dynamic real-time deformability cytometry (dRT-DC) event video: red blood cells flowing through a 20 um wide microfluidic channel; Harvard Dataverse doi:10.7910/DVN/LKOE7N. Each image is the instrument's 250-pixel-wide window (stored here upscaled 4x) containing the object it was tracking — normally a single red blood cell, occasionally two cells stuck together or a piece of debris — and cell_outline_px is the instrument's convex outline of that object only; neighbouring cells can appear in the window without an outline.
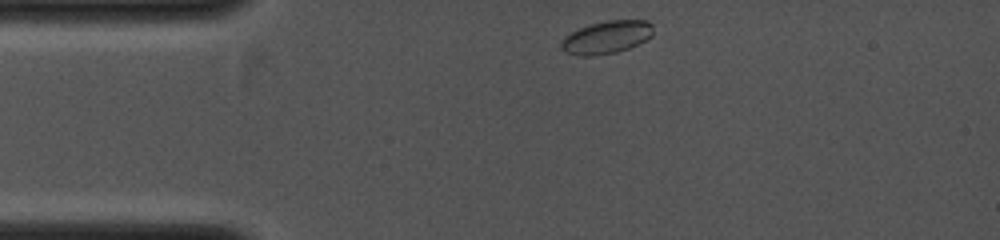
{"species": "common noctule bat (a hibernating species)", "species_latin": "Nyctalus noctula", "temperature_condition": "cold", "stored_images_in_passage": 12, "camera_frame_rate_fps": 4000, "um_per_image_px": 0.085, "animal": {"sex": "female", "body_mass_g": 19.0, "forearm_length_mm": 53.3}, "frame": {"image": 1, "passage_image": 1, "time_ms": 0.0, "image_size_px": [1000, 240], "cell_outline_px": [[652, 36], [628, 48], [616, 52], [596, 56], [576, 56], [564, 52], [560, 48], [560, 40], [564, 36], [580, 28], [592, 24], [608, 20], [648, 20], [652, 24]], "centroid_in_image_um": [51.51, 3.18], "position_along_channel_um": 33.5, "area_um2": 17.63}}
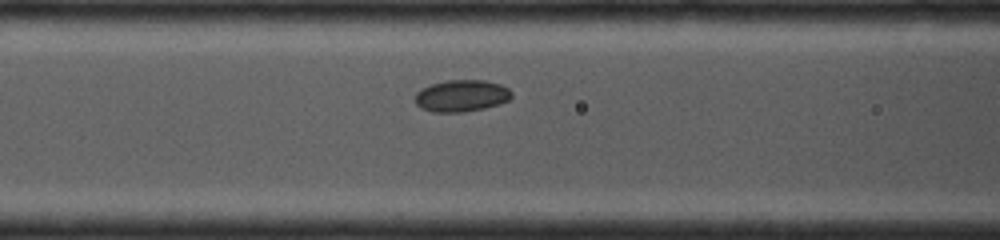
{"frame": {"image": 2, "passage_image": 9, "time_ms": 2.5, "image_size_px": [1000, 240], "cell_outline_px": [[512, 96], [508, 100], [484, 108], [464, 112], [432, 112], [420, 108], [416, 104], [416, 92], [420, 88], [432, 84], [448, 80], [484, 80], [500, 84], [508, 88], [512, 92]], "centroid_in_image_um": [39.2, 8.14], "position_along_channel_um": 127.4, "area_um2": 17.86}}
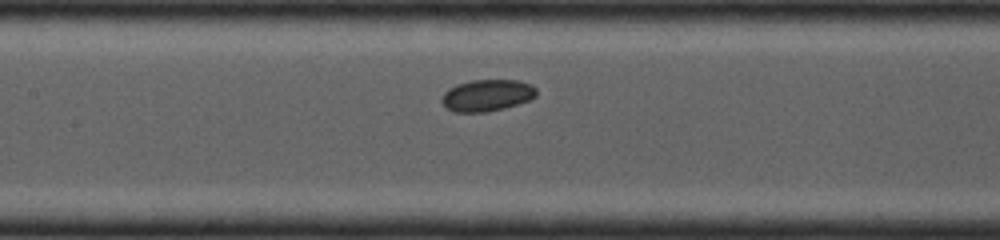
{"frame": {"image": 3, "passage_image": 11, "time_ms": 3.25, "image_size_px": [1000, 240], "cell_outline_px": [[536, 96], [528, 100], [504, 108], [488, 112], [452, 112], [444, 108], [440, 100], [444, 92], [448, 88], [456, 84], [472, 80], [520, 80], [532, 84], [536, 88]], "centroid_in_image_um": [41.35, 8.1], "position_along_channel_um": 166.0, "area_um2": 17.74}}